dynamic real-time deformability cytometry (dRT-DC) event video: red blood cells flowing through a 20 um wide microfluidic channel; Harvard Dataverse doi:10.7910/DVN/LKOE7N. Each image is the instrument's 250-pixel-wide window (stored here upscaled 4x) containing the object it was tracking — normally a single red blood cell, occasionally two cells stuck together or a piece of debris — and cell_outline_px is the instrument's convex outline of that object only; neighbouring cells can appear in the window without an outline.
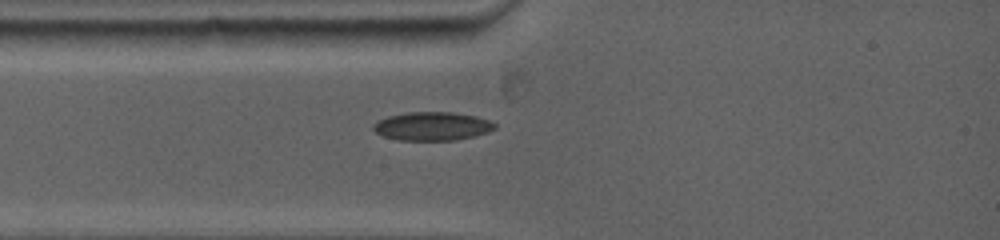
{"species": "common noctule bat (a hibernating species)", "species_latin": "Nyctalus noctula", "temperature_condition": "warm", "stored_images_in_passage": 1, "camera_frame_rate_fps": 5000, "um_per_image_px": 0.085, "animal": {"sex": "female", "body_mass_g": 19.0, "forearm_length_mm": 53.3}, "frame": {"image": 1, "passage_image": 1, "time_ms": 0.0, "image_size_px": [1000, 240], "cell_outline_px": [[496, 128], [488, 132], [456, 140], [396, 140], [384, 136], [376, 132], [372, 128], [372, 124], [388, 116], [408, 112], [452, 112], [476, 116], [488, 120], [496, 124]], "centroid_in_image_um": [36.73, 10.73], "position_along_channel_um": 48.3, "area_um2": 20.11}}